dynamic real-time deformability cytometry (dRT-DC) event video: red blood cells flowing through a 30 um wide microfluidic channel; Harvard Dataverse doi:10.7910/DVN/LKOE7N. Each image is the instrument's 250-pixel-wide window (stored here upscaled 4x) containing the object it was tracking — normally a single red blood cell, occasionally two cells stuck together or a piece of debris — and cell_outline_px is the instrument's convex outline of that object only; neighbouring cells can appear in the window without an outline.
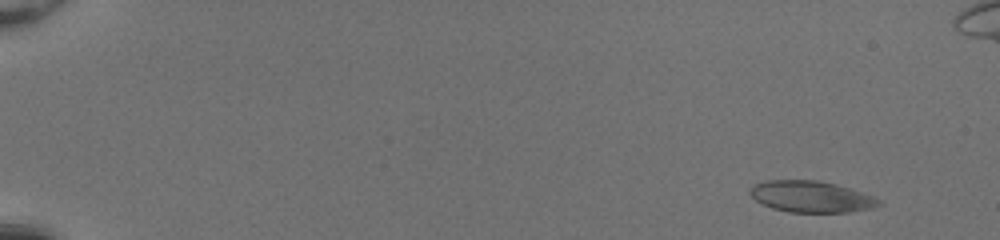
{"species": "common noctule bat (a hibernating species)", "species_latin": "Nyctalus noctula", "temperature_condition": "room temperature", "stored_images_in_passage": 19, "camera_frame_rate_fps": 3000, "um_per_image_px": 0.085, "animal": {"sex": "female", "body_mass_g": 20.0, "forearm_length_mm": 54.0}, "frame": {"image": 1, "passage_image": 4, "time_ms": 1.0, "image_size_px": [1000, 240], "cell_outline_px": [[884, 204], [872, 208], [848, 212], [788, 212], [772, 208], [756, 200], [748, 192], [748, 188], [752, 184], [768, 180], [820, 180], [836, 184], [876, 196]], "centroid_in_image_um": [68.96, 16.71], "position_along_channel_um": 16.0, "area_um2": 23.81}}